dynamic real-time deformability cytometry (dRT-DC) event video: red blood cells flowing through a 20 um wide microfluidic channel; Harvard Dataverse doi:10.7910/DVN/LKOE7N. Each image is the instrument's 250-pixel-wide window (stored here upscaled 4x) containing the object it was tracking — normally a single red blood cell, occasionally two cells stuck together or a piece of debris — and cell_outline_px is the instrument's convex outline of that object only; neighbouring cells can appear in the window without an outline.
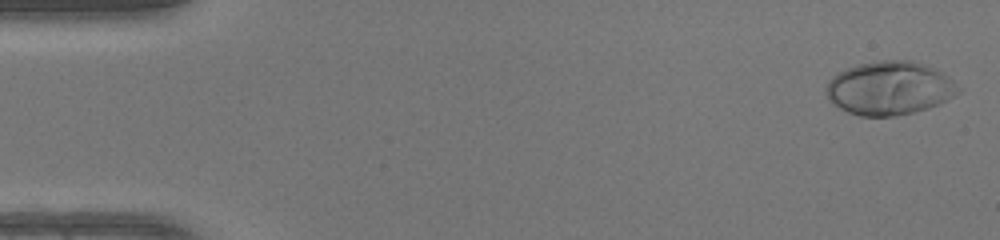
{"species": "human", "species_latin": "Homo sapiens", "temperature_condition": "warm", "stored_images_in_passage": 49, "camera_frame_rate_fps": 3000, "um_per_image_px": 0.085, "donor": {"sex": "female"}, "frame": {"image": 1, "passage_image": 1, "time_ms": 0.0, "image_size_px": [1000, 240], "cell_outline_px": [[964, 88], [960, 92], [940, 104], [928, 108], [896, 116], [860, 116], [848, 112], [832, 104], [824, 92], [824, 88], [828, 80], [836, 72], [860, 64], [884, 60], [912, 60], [932, 68], [948, 76]], "centroid_in_image_um": [75.6, 7.5], "position_along_channel_um": 9.4, "area_um2": 41.5}}
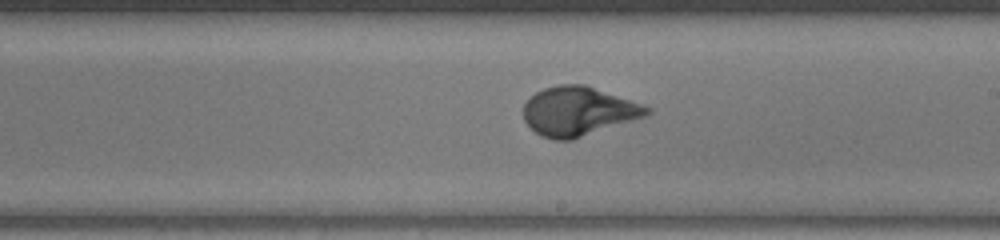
{"frame": {"image": 2, "passage_image": 28, "time_ms": 9.0, "image_size_px": [1000, 240], "cell_outline_px": [[652, 112], [648, 116], [572, 140], [556, 140], [540, 136], [524, 120], [524, 104], [536, 92], [544, 88], [556, 84], [584, 84], [652, 108]], "centroid_in_image_um": [49.17, 9.47], "position_along_channel_um": 239.8, "area_um2": 35.2}}
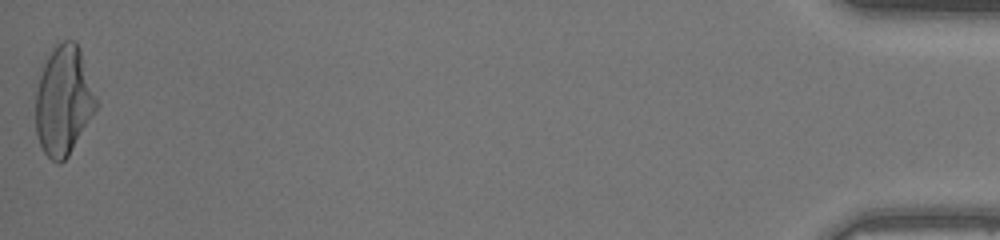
{"frame": {"image": 3, "passage_image": 49, "time_ms": 16.0, "image_size_px": [1000, 240], "cell_outline_px": [[96, 108], [68, 156], [60, 164], [56, 164], [44, 152], [36, 136], [36, 92], [40, 76], [44, 64], [52, 48], [56, 44], [64, 40], [76, 40], [96, 96]], "centroid_in_image_um": [5.38, 8.56], "position_along_channel_um": 429.8, "area_um2": 37.97}, "authors_computed_cell_mechanics": {"area_um2": 35.3158, "velocity_mm_per_s": 4.1858, "shape_relaxation_time_tau1_ms": 3.4859, "shape_relaxation_time_tau2_ms": null, "deformation_change_tau1": 0.244, "deformation_change_tau2": null}}